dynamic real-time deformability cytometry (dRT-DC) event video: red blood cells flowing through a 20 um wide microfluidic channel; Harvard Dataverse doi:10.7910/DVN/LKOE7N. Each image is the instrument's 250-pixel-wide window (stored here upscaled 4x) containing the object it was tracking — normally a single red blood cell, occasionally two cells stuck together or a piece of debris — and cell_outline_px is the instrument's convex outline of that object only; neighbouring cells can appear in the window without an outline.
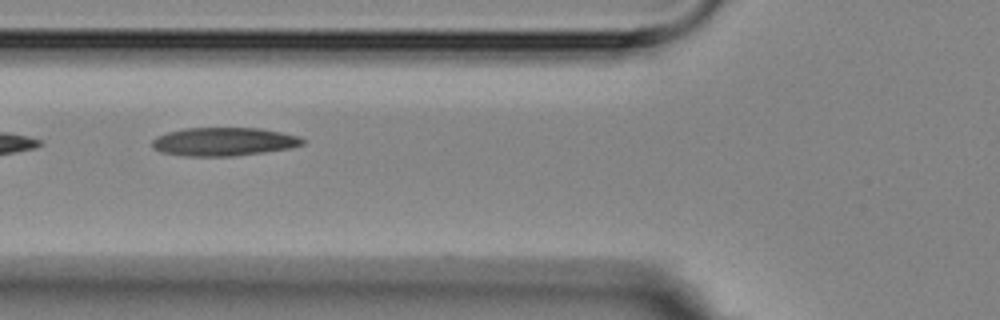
{"species": "Egyptian fruit bat (a non-hibernating species)", "species_latin": "Rousettus aegyptiacus", "temperature_condition": "room temperature", "stored_images_in_passage": 4, "camera_frame_rate_fps": 3000, "um_per_image_px": 0.085, "animal": {"sex": "female"}, "frame": {"image": 1, "passage_image": 2, "time_ms": 1.333, "image_size_px": [1000, 320], "cell_outline_px": [[304, 144], [292, 148], [264, 152], [232, 156], [184, 156], [160, 152], [152, 148], [152, 140], [156, 136], [168, 132], [184, 128], [260, 128], [300, 136], [304, 140]], "centroid_in_image_um": [19.01, 12.04], "position_along_channel_um": 106.8, "area_um2": 25.03}}
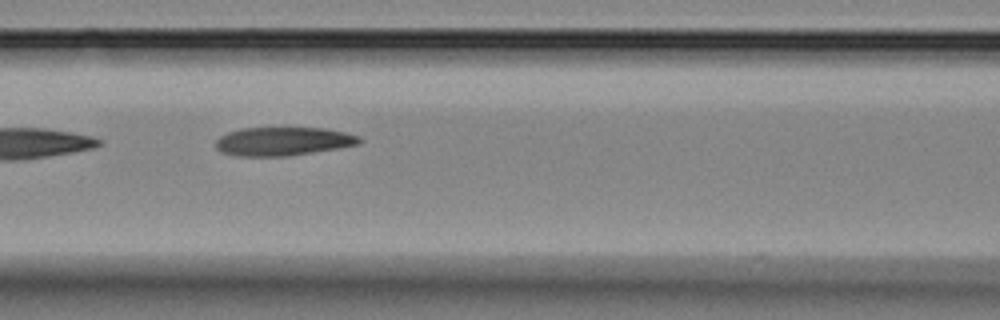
{"frame": {"image": 2, "passage_image": 3, "time_ms": 2.333, "image_size_px": [1000, 320], "cell_outline_px": [[364, 140], [360, 144], [288, 156], [236, 156], [220, 152], [216, 148], [216, 140], [220, 136], [228, 132], [240, 128], [324, 128], [344, 132], [360, 136]], "centroid_in_image_um": [24.05, 12.01], "position_along_channel_um": 142.6, "area_um2": 23.93}}